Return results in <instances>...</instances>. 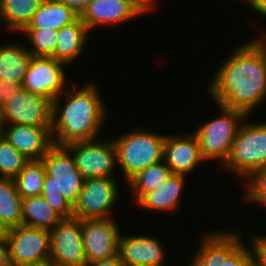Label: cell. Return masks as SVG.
Masks as SVG:
<instances>
[{
	"label": "cell",
	"mask_w": 266,
	"mask_h": 266,
	"mask_svg": "<svg viewBox=\"0 0 266 266\" xmlns=\"http://www.w3.org/2000/svg\"><path fill=\"white\" fill-rule=\"evenodd\" d=\"M207 85L215 103L253 115L266 102V53L254 38L231 50Z\"/></svg>",
	"instance_id": "obj_1"
},
{
	"label": "cell",
	"mask_w": 266,
	"mask_h": 266,
	"mask_svg": "<svg viewBox=\"0 0 266 266\" xmlns=\"http://www.w3.org/2000/svg\"><path fill=\"white\" fill-rule=\"evenodd\" d=\"M95 82L88 81L78 89L75 86L71 89L69 84L65 92L53 100L51 133L54 145L66 146L101 137L109 112L100 86Z\"/></svg>",
	"instance_id": "obj_2"
},
{
	"label": "cell",
	"mask_w": 266,
	"mask_h": 266,
	"mask_svg": "<svg viewBox=\"0 0 266 266\" xmlns=\"http://www.w3.org/2000/svg\"><path fill=\"white\" fill-rule=\"evenodd\" d=\"M42 161L46 175L41 195L63 219L72 218L85 180L73 155L65 146L53 145Z\"/></svg>",
	"instance_id": "obj_3"
},
{
	"label": "cell",
	"mask_w": 266,
	"mask_h": 266,
	"mask_svg": "<svg viewBox=\"0 0 266 266\" xmlns=\"http://www.w3.org/2000/svg\"><path fill=\"white\" fill-rule=\"evenodd\" d=\"M166 136L140 125L114 138L112 136L117 167L124 175L125 184L150 165L163 160Z\"/></svg>",
	"instance_id": "obj_4"
},
{
	"label": "cell",
	"mask_w": 266,
	"mask_h": 266,
	"mask_svg": "<svg viewBox=\"0 0 266 266\" xmlns=\"http://www.w3.org/2000/svg\"><path fill=\"white\" fill-rule=\"evenodd\" d=\"M215 105L219 109V116L211 121L200 122L194 133L198 138L204 159L207 162L221 161L219 163L223 165L243 121L248 116L221 104Z\"/></svg>",
	"instance_id": "obj_5"
},
{
	"label": "cell",
	"mask_w": 266,
	"mask_h": 266,
	"mask_svg": "<svg viewBox=\"0 0 266 266\" xmlns=\"http://www.w3.org/2000/svg\"><path fill=\"white\" fill-rule=\"evenodd\" d=\"M243 121L226 162L221 166L245 179L254 170L266 167V122Z\"/></svg>",
	"instance_id": "obj_6"
},
{
	"label": "cell",
	"mask_w": 266,
	"mask_h": 266,
	"mask_svg": "<svg viewBox=\"0 0 266 266\" xmlns=\"http://www.w3.org/2000/svg\"><path fill=\"white\" fill-rule=\"evenodd\" d=\"M159 0H92L80 15L91 32L101 26L122 25L158 8ZM145 14V15H144Z\"/></svg>",
	"instance_id": "obj_7"
},
{
	"label": "cell",
	"mask_w": 266,
	"mask_h": 266,
	"mask_svg": "<svg viewBox=\"0 0 266 266\" xmlns=\"http://www.w3.org/2000/svg\"><path fill=\"white\" fill-rule=\"evenodd\" d=\"M65 147L73 155L76 167L85 179L116 178L117 157L112 138L74 142Z\"/></svg>",
	"instance_id": "obj_8"
},
{
	"label": "cell",
	"mask_w": 266,
	"mask_h": 266,
	"mask_svg": "<svg viewBox=\"0 0 266 266\" xmlns=\"http://www.w3.org/2000/svg\"><path fill=\"white\" fill-rule=\"evenodd\" d=\"M118 178H87L78 202L73 207V217L78 219H108L113 217V207L120 200Z\"/></svg>",
	"instance_id": "obj_9"
},
{
	"label": "cell",
	"mask_w": 266,
	"mask_h": 266,
	"mask_svg": "<svg viewBox=\"0 0 266 266\" xmlns=\"http://www.w3.org/2000/svg\"><path fill=\"white\" fill-rule=\"evenodd\" d=\"M10 264L49 265L51 233L24 225L10 228L6 235Z\"/></svg>",
	"instance_id": "obj_10"
},
{
	"label": "cell",
	"mask_w": 266,
	"mask_h": 266,
	"mask_svg": "<svg viewBox=\"0 0 266 266\" xmlns=\"http://www.w3.org/2000/svg\"><path fill=\"white\" fill-rule=\"evenodd\" d=\"M67 65L53 57L32 56L23 81V89L41 95L51 102L65 92L69 78Z\"/></svg>",
	"instance_id": "obj_11"
},
{
	"label": "cell",
	"mask_w": 266,
	"mask_h": 266,
	"mask_svg": "<svg viewBox=\"0 0 266 266\" xmlns=\"http://www.w3.org/2000/svg\"><path fill=\"white\" fill-rule=\"evenodd\" d=\"M50 233L49 266H86L81 219H63L50 230Z\"/></svg>",
	"instance_id": "obj_12"
},
{
	"label": "cell",
	"mask_w": 266,
	"mask_h": 266,
	"mask_svg": "<svg viewBox=\"0 0 266 266\" xmlns=\"http://www.w3.org/2000/svg\"><path fill=\"white\" fill-rule=\"evenodd\" d=\"M0 124L52 126V102L22 88L0 110Z\"/></svg>",
	"instance_id": "obj_13"
},
{
	"label": "cell",
	"mask_w": 266,
	"mask_h": 266,
	"mask_svg": "<svg viewBox=\"0 0 266 266\" xmlns=\"http://www.w3.org/2000/svg\"><path fill=\"white\" fill-rule=\"evenodd\" d=\"M114 219L82 220V241L87 263L118 254V240L122 230Z\"/></svg>",
	"instance_id": "obj_14"
},
{
	"label": "cell",
	"mask_w": 266,
	"mask_h": 266,
	"mask_svg": "<svg viewBox=\"0 0 266 266\" xmlns=\"http://www.w3.org/2000/svg\"><path fill=\"white\" fill-rule=\"evenodd\" d=\"M163 160L172 173L184 176L195 172L203 162L207 163L194 132L167 134Z\"/></svg>",
	"instance_id": "obj_15"
},
{
	"label": "cell",
	"mask_w": 266,
	"mask_h": 266,
	"mask_svg": "<svg viewBox=\"0 0 266 266\" xmlns=\"http://www.w3.org/2000/svg\"><path fill=\"white\" fill-rule=\"evenodd\" d=\"M158 236L122 235L118 240V255L124 266H165L166 249ZM162 242V243H161ZM165 261V262H164Z\"/></svg>",
	"instance_id": "obj_16"
},
{
	"label": "cell",
	"mask_w": 266,
	"mask_h": 266,
	"mask_svg": "<svg viewBox=\"0 0 266 266\" xmlns=\"http://www.w3.org/2000/svg\"><path fill=\"white\" fill-rule=\"evenodd\" d=\"M1 134L28 160H42L54 145L52 126L0 124Z\"/></svg>",
	"instance_id": "obj_17"
},
{
	"label": "cell",
	"mask_w": 266,
	"mask_h": 266,
	"mask_svg": "<svg viewBox=\"0 0 266 266\" xmlns=\"http://www.w3.org/2000/svg\"><path fill=\"white\" fill-rule=\"evenodd\" d=\"M237 231L217 229L202 234L194 255L205 266H220L244 242Z\"/></svg>",
	"instance_id": "obj_18"
},
{
	"label": "cell",
	"mask_w": 266,
	"mask_h": 266,
	"mask_svg": "<svg viewBox=\"0 0 266 266\" xmlns=\"http://www.w3.org/2000/svg\"><path fill=\"white\" fill-rule=\"evenodd\" d=\"M186 178L187 176L172 173L160 187L145 193L134 204L149 212L157 211V214L175 212L181 205L182 193L187 184Z\"/></svg>",
	"instance_id": "obj_19"
},
{
	"label": "cell",
	"mask_w": 266,
	"mask_h": 266,
	"mask_svg": "<svg viewBox=\"0 0 266 266\" xmlns=\"http://www.w3.org/2000/svg\"><path fill=\"white\" fill-rule=\"evenodd\" d=\"M89 34L90 31L80 17L75 22L63 26L57 33V43L53 58L67 66L75 64L81 54L84 53V50H86Z\"/></svg>",
	"instance_id": "obj_20"
},
{
	"label": "cell",
	"mask_w": 266,
	"mask_h": 266,
	"mask_svg": "<svg viewBox=\"0 0 266 266\" xmlns=\"http://www.w3.org/2000/svg\"><path fill=\"white\" fill-rule=\"evenodd\" d=\"M32 58L27 45L15 42L0 45V81L13 80L23 84Z\"/></svg>",
	"instance_id": "obj_21"
},
{
	"label": "cell",
	"mask_w": 266,
	"mask_h": 266,
	"mask_svg": "<svg viewBox=\"0 0 266 266\" xmlns=\"http://www.w3.org/2000/svg\"><path fill=\"white\" fill-rule=\"evenodd\" d=\"M44 0H0V25L10 33L21 32Z\"/></svg>",
	"instance_id": "obj_22"
},
{
	"label": "cell",
	"mask_w": 266,
	"mask_h": 266,
	"mask_svg": "<svg viewBox=\"0 0 266 266\" xmlns=\"http://www.w3.org/2000/svg\"><path fill=\"white\" fill-rule=\"evenodd\" d=\"M79 17L73 9L58 0H44L25 28L59 30Z\"/></svg>",
	"instance_id": "obj_23"
},
{
	"label": "cell",
	"mask_w": 266,
	"mask_h": 266,
	"mask_svg": "<svg viewBox=\"0 0 266 266\" xmlns=\"http://www.w3.org/2000/svg\"><path fill=\"white\" fill-rule=\"evenodd\" d=\"M62 220L42 195L23 199L22 225L50 231Z\"/></svg>",
	"instance_id": "obj_24"
},
{
	"label": "cell",
	"mask_w": 266,
	"mask_h": 266,
	"mask_svg": "<svg viewBox=\"0 0 266 266\" xmlns=\"http://www.w3.org/2000/svg\"><path fill=\"white\" fill-rule=\"evenodd\" d=\"M22 201L14 179L0 178V219L8 229L22 225Z\"/></svg>",
	"instance_id": "obj_25"
},
{
	"label": "cell",
	"mask_w": 266,
	"mask_h": 266,
	"mask_svg": "<svg viewBox=\"0 0 266 266\" xmlns=\"http://www.w3.org/2000/svg\"><path fill=\"white\" fill-rule=\"evenodd\" d=\"M172 174L164 160L152 164L134 176L126 186L135 203L145 194L160 187Z\"/></svg>",
	"instance_id": "obj_26"
},
{
	"label": "cell",
	"mask_w": 266,
	"mask_h": 266,
	"mask_svg": "<svg viewBox=\"0 0 266 266\" xmlns=\"http://www.w3.org/2000/svg\"><path fill=\"white\" fill-rule=\"evenodd\" d=\"M45 175L46 171L42 160H29L14 178L17 192L21 198L41 195Z\"/></svg>",
	"instance_id": "obj_27"
},
{
	"label": "cell",
	"mask_w": 266,
	"mask_h": 266,
	"mask_svg": "<svg viewBox=\"0 0 266 266\" xmlns=\"http://www.w3.org/2000/svg\"><path fill=\"white\" fill-rule=\"evenodd\" d=\"M58 30L24 28L19 34L25 37L32 56L53 57L57 43Z\"/></svg>",
	"instance_id": "obj_28"
},
{
	"label": "cell",
	"mask_w": 266,
	"mask_h": 266,
	"mask_svg": "<svg viewBox=\"0 0 266 266\" xmlns=\"http://www.w3.org/2000/svg\"><path fill=\"white\" fill-rule=\"evenodd\" d=\"M28 161L0 134V178L14 179Z\"/></svg>",
	"instance_id": "obj_29"
},
{
	"label": "cell",
	"mask_w": 266,
	"mask_h": 266,
	"mask_svg": "<svg viewBox=\"0 0 266 266\" xmlns=\"http://www.w3.org/2000/svg\"><path fill=\"white\" fill-rule=\"evenodd\" d=\"M242 180H244L245 188L241 199L246 204L250 203V205L266 207V167L254 170Z\"/></svg>",
	"instance_id": "obj_30"
},
{
	"label": "cell",
	"mask_w": 266,
	"mask_h": 266,
	"mask_svg": "<svg viewBox=\"0 0 266 266\" xmlns=\"http://www.w3.org/2000/svg\"><path fill=\"white\" fill-rule=\"evenodd\" d=\"M220 266H255L252 246L243 242Z\"/></svg>",
	"instance_id": "obj_31"
},
{
	"label": "cell",
	"mask_w": 266,
	"mask_h": 266,
	"mask_svg": "<svg viewBox=\"0 0 266 266\" xmlns=\"http://www.w3.org/2000/svg\"><path fill=\"white\" fill-rule=\"evenodd\" d=\"M251 246L254 253L255 266H266V235L256 232L252 235Z\"/></svg>",
	"instance_id": "obj_32"
},
{
	"label": "cell",
	"mask_w": 266,
	"mask_h": 266,
	"mask_svg": "<svg viewBox=\"0 0 266 266\" xmlns=\"http://www.w3.org/2000/svg\"><path fill=\"white\" fill-rule=\"evenodd\" d=\"M23 88L21 83L13 80L0 81V110L13 99V97Z\"/></svg>",
	"instance_id": "obj_33"
},
{
	"label": "cell",
	"mask_w": 266,
	"mask_h": 266,
	"mask_svg": "<svg viewBox=\"0 0 266 266\" xmlns=\"http://www.w3.org/2000/svg\"><path fill=\"white\" fill-rule=\"evenodd\" d=\"M58 1L65 4L69 8L73 9L78 15H81L92 0H58Z\"/></svg>",
	"instance_id": "obj_34"
},
{
	"label": "cell",
	"mask_w": 266,
	"mask_h": 266,
	"mask_svg": "<svg viewBox=\"0 0 266 266\" xmlns=\"http://www.w3.org/2000/svg\"><path fill=\"white\" fill-rule=\"evenodd\" d=\"M86 266H124L118 254L113 257L88 262Z\"/></svg>",
	"instance_id": "obj_35"
},
{
	"label": "cell",
	"mask_w": 266,
	"mask_h": 266,
	"mask_svg": "<svg viewBox=\"0 0 266 266\" xmlns=\"http://www.w3.org/2000/svg\"><path fill=\"white\" fill-rule=\"evenodd\" d=\"M9 247L6 238H0V266H10Z\"/></svg>",
	"instance_id": "obj_36"
},
{
	"label": "cell",
	"mask_w": 266,
	"mask_h": 266,
	"mask_svg": "<svg viewBox=\"0 0 266 266\" xmlns=\"http://www.w3.org/2000/svg\"><path fill=\"white\" fill-rule=\"evenodd\" d=\"M252 11L256 12V15H262V18H266V0H249L246 3Z\"/></svg>",
	"instance_id": "obj_37"
},
{
	"label": "cell",
	"mask_w": 266,
	"mask_h": 266,
	"mask_svg": "<svg viewBox=\"0 0 266 266\" xmlns=\"http://www.w3.org/2000/svg\"><path fill=\"white\" fill-rule=\"evenodd\" d=\"M265 31H263V33H261V36L259 34V36L255 37V39L263 46L264 50H265V53H266V32L264 33Z\"/></svg>",
	"instance_id": "obj_38"
},
{
	"label": "cell",
	"mask_w": 266,
	"mask_h": 266,
	"mask_svg": "<svg viewBox=\"0 0 266 266\" xmlns=\"http://www.w3.org/2000/svg\"><path fill=\"white\" fill-rule=\"evenodd\" d=\"M8 228L5 226V224L0 219V238H6V235L8 234Z\"/></svg>",
	"instance_id": "obj_39"
},
{
	"label": "cell",
	"mask_w": 266,
	"mask_h": 266,
	"mask_svg": "<svg viewBox=\"0 0 266 266\" xmlns=\"http://www.w3.org/2000/svg\"><path fill=\"white\" fill-rule=\"evenodd\" d=\"M191 262L188 266H205L194 254L191 256Z\"/></svg>",
	"instance_id": "obj_40"
},
{
	"label": "cell",
	"mask_w": 266,
	"mask_h": 266,
	"mask_svg": "<svg viewBox=\"0 0 266 266\" xmlns=\"http://www.w3.org/2000/svg\"><path fill=\"white\" fill-rule=\"evenodd\" d=\"M10 266H49V265H35V264H11Z\"/></svg>",
	"instance_id": "obj_41"
}]
</instances>
